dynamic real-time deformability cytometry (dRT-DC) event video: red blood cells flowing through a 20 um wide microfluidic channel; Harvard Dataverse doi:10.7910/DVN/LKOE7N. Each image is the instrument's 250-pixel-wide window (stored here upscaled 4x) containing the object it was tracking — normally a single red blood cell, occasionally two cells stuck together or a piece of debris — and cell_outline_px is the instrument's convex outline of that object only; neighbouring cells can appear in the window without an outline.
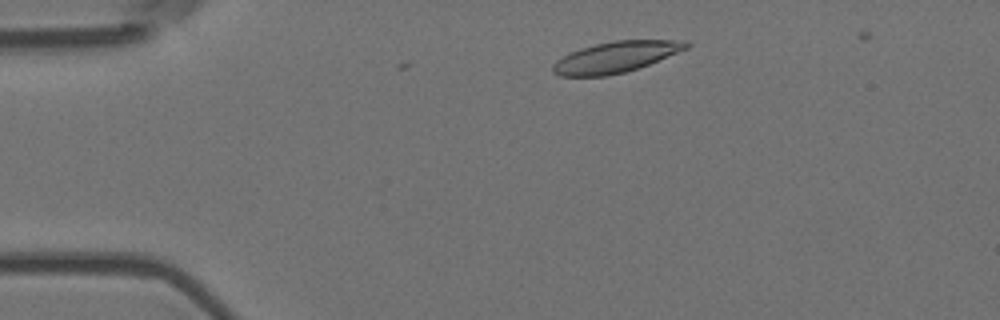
{"species": "Egyptian fruit bat (a non-hibernating species)", "species_latin": "Rousettus aegyptiacus", "temperature_condition": "room temperature", "stored_images_in_passage": 7, "camera_frame_rate_fps": 3000, "um_per_image_px": 0.085, "animal": {"sex": "female"}, "frame": {"image": 1, "passage_image": 5, "time_ms": 1.333, "image_size_px": [1000, 320], "cell_outline_px": [[692, 44], [688, 48], [648, 64], [624, 72], [608, 76], [560, 76], [552, 72], [552, 64], [556, 60], [568, 52], [580, 48], [596, 44], [616, 40], [688, 40]], "centroid_in_image_um": [52.31, 4.84], "position_along_channel_um": 32.7, "area_um2": 24.1}}